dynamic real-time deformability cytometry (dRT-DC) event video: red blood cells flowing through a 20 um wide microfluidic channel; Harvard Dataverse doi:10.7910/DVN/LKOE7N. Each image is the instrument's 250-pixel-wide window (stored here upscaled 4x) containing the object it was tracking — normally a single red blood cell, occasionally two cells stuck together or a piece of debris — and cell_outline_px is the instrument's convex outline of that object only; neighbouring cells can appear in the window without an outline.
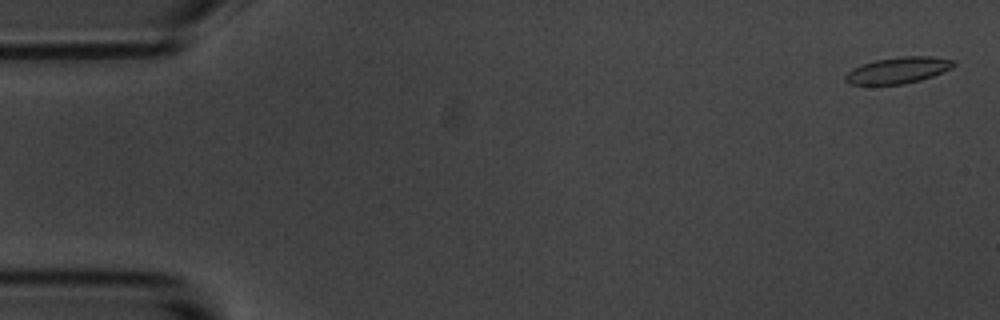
{"species": "common noctule bat (a hibernating species)", "species_latin": "Nyctalus noctula", "temperature_condition": "room temperature", "stored_images_in_passage": 5, "camera_frame_rate_fps": 3000, "um_per_image_px": 0.085, "animal": {"sex": "male", "body_mass_g": 20.1, "forearm_length_mm": 53.5}, "frame": {"image": 1, "passage_image": 1, "time_ms": 0.0, "image_size_px": [1000, 320], "cell_outline_px": [[956, 64], [952, 68], [932, 76], [920, 80], [904, 84], [848, 84], [844, 80], [844, 76], [852, 68], [876, 60], [904, 56], [932, 56], [956, 60]], "centroid_in_image_um": [76.36, 5.97], "position_along_channel_um": 8.6, "area_um2": 16.53}}